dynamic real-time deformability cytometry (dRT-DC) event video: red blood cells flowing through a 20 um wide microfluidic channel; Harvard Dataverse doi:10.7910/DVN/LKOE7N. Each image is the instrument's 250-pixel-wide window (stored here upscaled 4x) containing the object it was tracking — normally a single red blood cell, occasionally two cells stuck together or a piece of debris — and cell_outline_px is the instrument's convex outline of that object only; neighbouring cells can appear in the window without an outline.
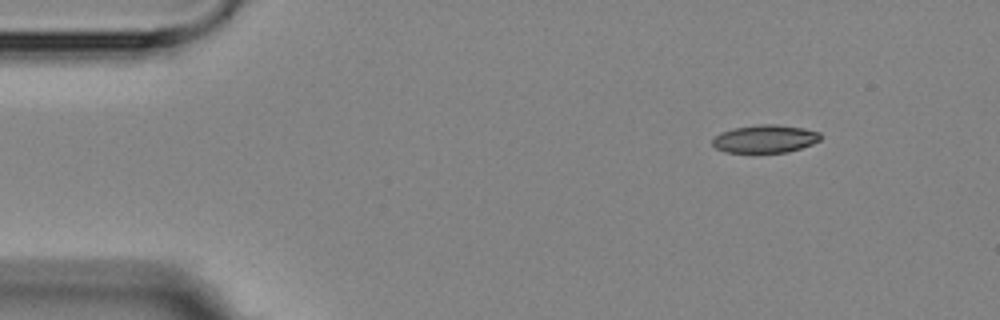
{"species": "Egyptian fruit bat (a non-hibernating species)", "species_latin": "Rousettus aegyptiacus", "temperature_condition": "room temperature", "stored_images_in_passage": 9, "camera_frame_rate_fps": 3000, "um_per_image_px": 0.085, "animal": {"sex": "female"}, "frame": {"image": 1, "passage_image": 1, "time_ms": 0.0, "image_size_px": [1000, 320], "cell_outline_px": [[820, 140], [812, 144], [788, 152], [724, 152], [716, 148], [712, 144], [712, 140], [720, 132], [732, 128], [756, 124], [776, 124], [804, 128], [820, 132]], "centroid_in_image_um": [65.01, 11.79], "position_along_channel_um": 20.0, "area_um2": 17.63}}
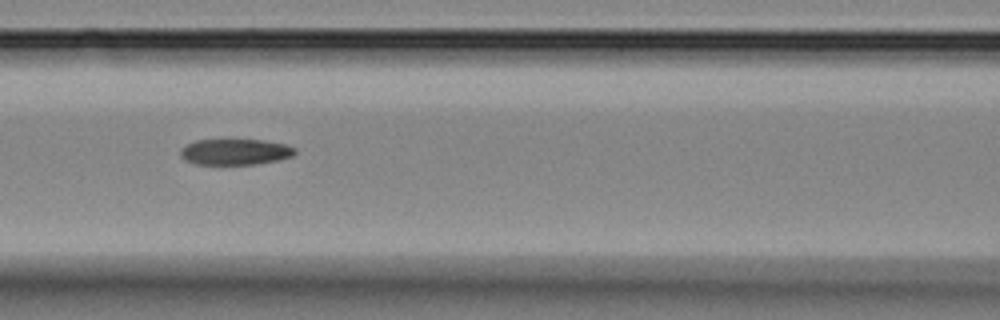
{"frame": {"image": 2, "passage_image": 6, "time_ms": 5.667, "image_size_px": [1000, 320], "cell_outline_px": [[296, 152], [292, 156], [276, 160], [256, 164], [196, 164], [184, 160], [180, 156], [180, 148], [196, 140], [224, 136], [264, 140], [284, 144], [296, 148]], "centroid_in_image_um": [19.93, 12.85], "position_along_channel_um": 146.7, "area_um2": 18.21}}
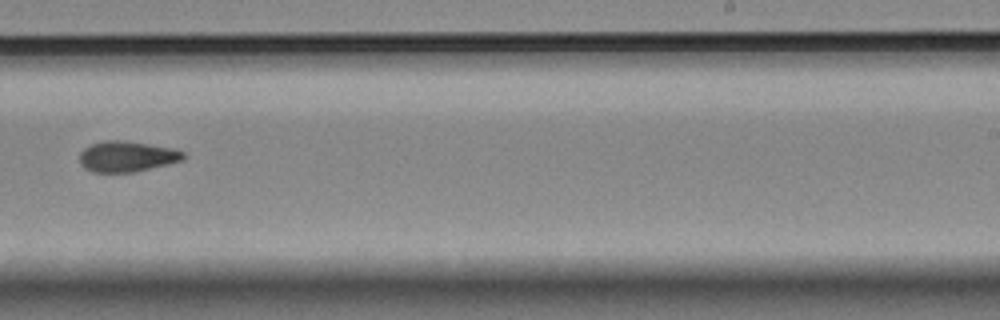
{"frame": {"image": 3, "passage_image": 9, "time_ms": 9.333, "image_size_px": [1000, 320], "cell_outline_px": [[184, 160], [168, 164], [132, 172], [92, 172], [84, 168], [80, 164], [80, 152], [84, 148], [92, 144], [104, 140], [124, 140], [176, 148], [184, 152]], "centroid_in_image_um": [10.79, 13.29], "position_along_channel_um": 278.2, "area_um2": 18.67}}